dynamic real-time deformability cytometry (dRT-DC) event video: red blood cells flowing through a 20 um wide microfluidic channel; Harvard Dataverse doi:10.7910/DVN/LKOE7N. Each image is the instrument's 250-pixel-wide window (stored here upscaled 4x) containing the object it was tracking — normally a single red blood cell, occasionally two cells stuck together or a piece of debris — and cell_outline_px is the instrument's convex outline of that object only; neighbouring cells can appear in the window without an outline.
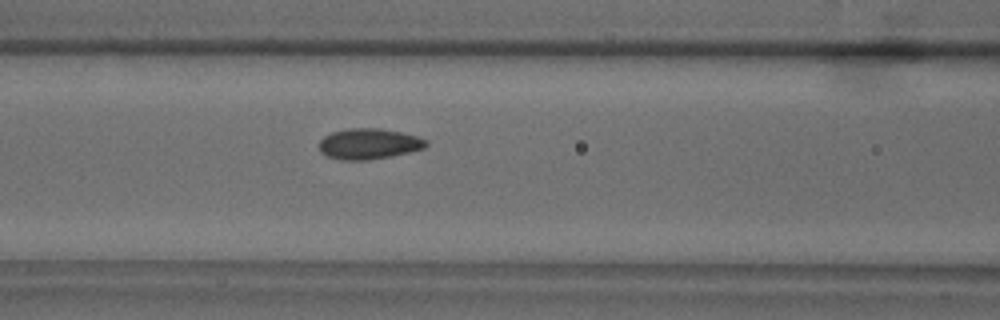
{"species": "common noctule bat (a hibernating species)", "species_latin": "Nyctalus noctula", "temperature_condition": "warm", "stored_images_in_passage": 37, "camera_frame_rate_fps": 3000, "um_per_image_px": 0.085, "animal": {"sex": "male", "body_mass_g": 18.8}, "frame": {"image": 1, "passage_image": 6, "time_ms": 1.667, "image_size_px": [1000, 320], "cell_outline_px": [[428, 144], [424, 148], [408, 152], [368, 160], [340, 160], [328, 156], [320, 152], [320, 140], [324, 136], [332, 132], [348, 128], [380, 128], [400, 132], [416, 136], [428, 140]], "centroid_in_image_um": [31.34, 12.22], "position_along_channel_um": 135.3, "area_um2": 19.02}}